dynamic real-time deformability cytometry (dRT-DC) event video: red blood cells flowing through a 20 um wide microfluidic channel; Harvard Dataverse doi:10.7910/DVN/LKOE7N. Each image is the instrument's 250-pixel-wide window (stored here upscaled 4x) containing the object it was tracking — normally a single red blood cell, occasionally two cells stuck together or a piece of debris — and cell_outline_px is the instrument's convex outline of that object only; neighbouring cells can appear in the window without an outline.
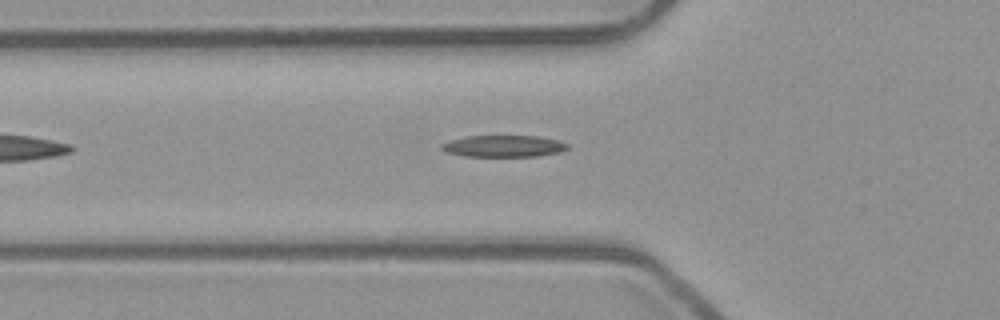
{"species": "common noctule bat (a hibernating species)", "species_latin": "Nyctalus noctula", "temperature_condition": "room temperature", "stored_images_in_passage": 42, "camera_frame_rate_fps": 3000, "um_per_image_px": 0.085, "animal": {"sex": "male", "body_mass_g": 23.1, "forearm_length_mm": 52.7}, "frame": {"image": 1, "passage_image": 7, "time_ms": 2.0, "image_size_px": [1000, 320], "cell_outline_px": [[568, 148], [560, 152], [536, 156], [464, 156], [444, 152], [440, 148], [440, 144], [448, 140], [464, 136], [536, 136], [556, 140], [568, 144]], "centroid_in_image_um": [42.72, 12.42], "position_along_channel_um": 83.1, "area_um2": 15.95}}
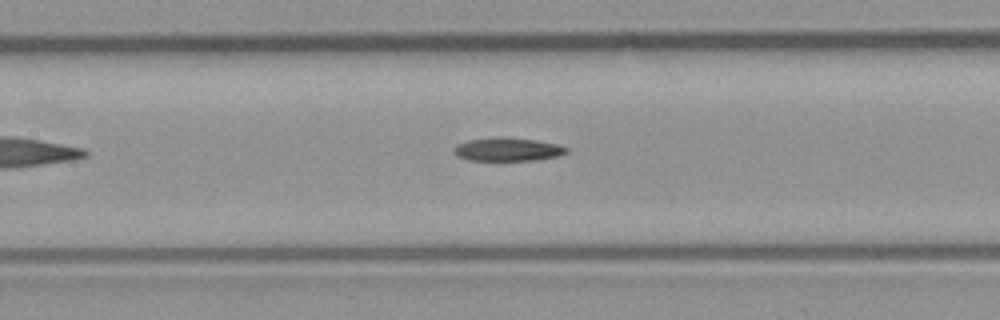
{"frame": {"image": 2, "passage_image": 13, "time_ms": 4.0, "image_size_px": [1000, 320], "cell_outline_px": [[568, 152], [556, 156], [532, 160], [468, 160], [456, 156], [452, 148], [456, 144], [468, 140], [496, 136], [500, 136], [536, 140], [556, 144], [568, 148]], "centroid_in_image_um": [43.08, 12.68], "position_along_channel_um": 164.3, "area_um2": 15.37}}
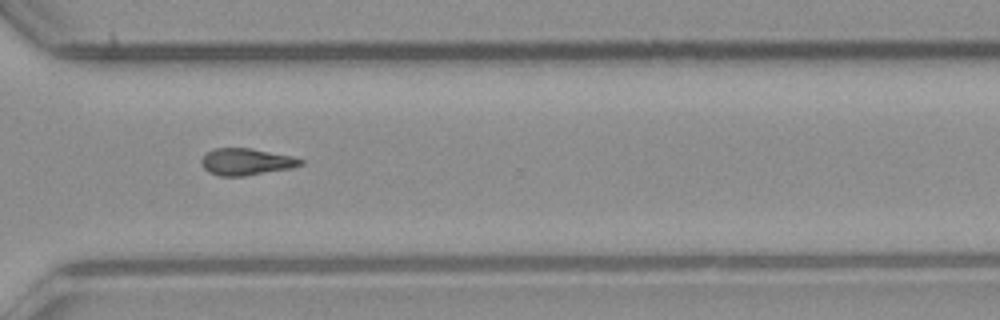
{"frame": {"image": 3, "passage_image": 27, "time_ms": 8.667, "image_size_px": [1000, 320], "cell_outline_px": [[304, 164], [292, 168], [244, 176], [220, 176], [208, 172], [200, 164], [200, 160], [204, 152], [212, 148], [252, 148], [292, 156], [304, 160]], "centroid_in_image_um": [20.89, 13.74], "position_along_channel_um": 349.7, "area_um2": 15.78}}